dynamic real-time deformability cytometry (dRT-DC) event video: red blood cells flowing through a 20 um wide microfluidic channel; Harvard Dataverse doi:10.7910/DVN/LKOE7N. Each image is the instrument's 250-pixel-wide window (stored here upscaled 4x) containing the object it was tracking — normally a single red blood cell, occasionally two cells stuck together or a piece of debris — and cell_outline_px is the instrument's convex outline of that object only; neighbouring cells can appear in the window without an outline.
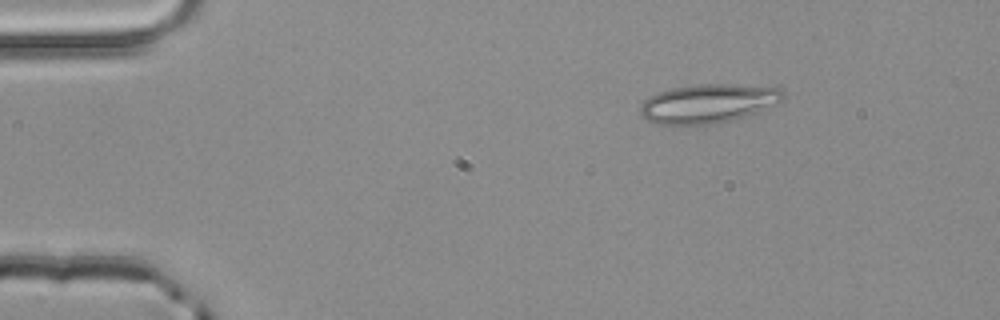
{"species": "common noctule bat (a hibernating species)", "species_latin": "Nyctalus noctula", "temperature_condition": "room temperature", "stored_images_in_passage": 4, "segment_of_instrument_passage": [1, 2], "camera_frame_rate_fps": 3000, "um_per_image_px": 0.085, "animal": {"sex": "male", "body_mass_g": 20.4}, "frame": {"image": 1, "passage_image": 2, "time_ms": 0.333, "image_size_px": [1000, 320], "cell_outline_px": [[784, 100], [732, 120], [712, 124], [660, 124], [648, 120], [640, 116], [640, 108], [644, 100], [656, 92], [672, 88], [696, 84], [728, 84], [780, 88], [784, 92]], "centroid_in_image_um": [60.14, 8.78], "position_along_channel_um": 24.9, "area_um2": 31.96}}